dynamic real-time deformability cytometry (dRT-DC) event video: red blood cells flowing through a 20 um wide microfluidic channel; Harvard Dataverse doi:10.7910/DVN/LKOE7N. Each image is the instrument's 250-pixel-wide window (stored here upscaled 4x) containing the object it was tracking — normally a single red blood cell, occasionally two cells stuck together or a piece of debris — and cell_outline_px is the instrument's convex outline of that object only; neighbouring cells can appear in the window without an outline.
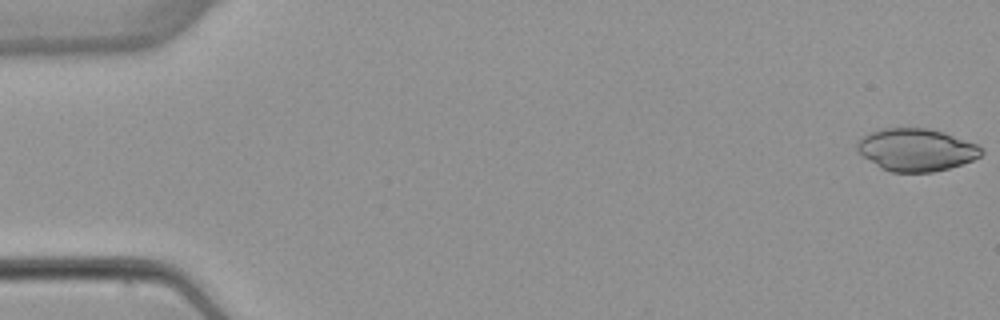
{"species": "common noctule bat (a hibernating species)", "species_latin": "Nyctalus noctula", "temperature_condition": "warm", "stored_images_in_passage": 5, "camera_frame_rate_fps": 3000, "um_per_image_px": 0.085, "animal": {"sex": "female", "body_mass_g": 22.7, "forearm_length_mm": 54.2}, "frame": {"image": 1, "passage_image": 1, "time_ms": 0.0, "image_size_px": [1000, 320], "cell_outline_px": [[984, 152], [980, 156], [972, 160], [948, 168], [932, 172], [892, 172], [880, 168], [864, 156], [856, 148], [856, 144], [860, 136], [880, 128], [928, 128], [944, 132], [976, 144]], "centroid_in_image_um": [77.84, 12.72], "position_along_channel_um": 7.2, "area_um2": 30.63}}